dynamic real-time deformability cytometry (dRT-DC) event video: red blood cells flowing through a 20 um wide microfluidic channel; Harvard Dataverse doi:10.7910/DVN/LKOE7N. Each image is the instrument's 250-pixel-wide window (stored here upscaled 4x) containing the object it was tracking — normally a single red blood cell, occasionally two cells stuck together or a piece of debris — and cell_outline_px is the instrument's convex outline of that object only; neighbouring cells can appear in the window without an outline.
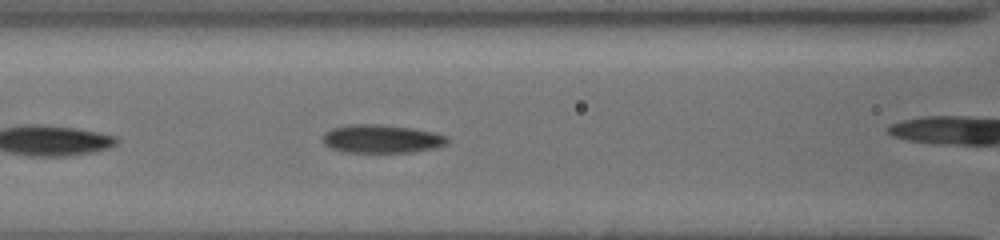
{"species": "common noctule bat (a hibernating species)", "species_latin": "Nyctalus noctula", "temperature_condition": "cold", "stored_images_in_passage": 16, "camera_frame_rate_fps": 3000, "um_per_image_px": 0.085, "animal": {"sex": "female", "body_mass_g": 19.5, "forearm_length_mm": 54.1}, "frame": {"image": 1, "passage_image": 5, "time_ms": 2.333, "image_size_px": [1000, 240], "cell_outline_px": [[448, 144], [436, 148], [412, 152], [344, 152], [332, 148], [324, 144], [324, 132], [332, 128], [348, 124], [380, 124], [412, 128], [432, 132], [448, 136]], "centroid_in_image_um": [32.46, 11.8], "position_along_channel_um": 134.1, "area_um2": 20.63}}
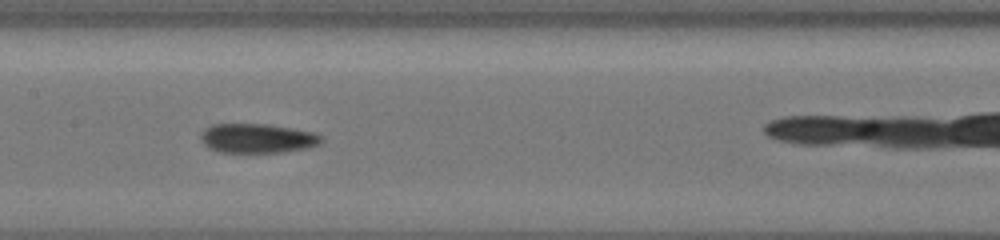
{"frame": {"image": 2, "passage_image": 7, "time_ms": 3.667, "image_size_px": [1000, 240], "cell_outline_px": [[324, 140], [320, 144], [304, 148], [280, 152], [220, 152], [208, 148], [200, 140], [200, 132], [212, 124], [268, 124], [292, 128], [312, 132], [324, 136]], "centroid_in_image_um": [21.86, 11.75], "position_along_channel_um": 185.5, "area_um2": 20.69}}
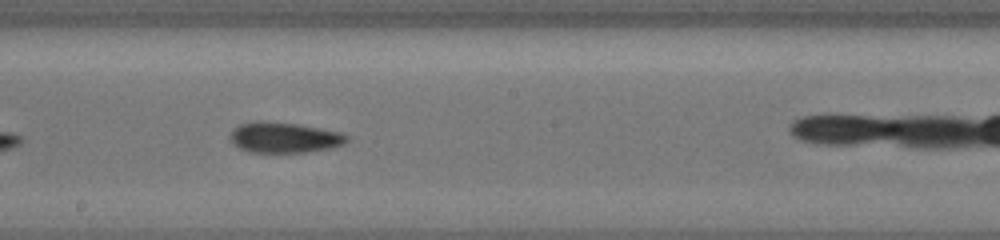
{"frame": {"image": 3, "passage_image": 9, "time_ms": 4.667, "image_size_px": [1000, 240], "cell_outline_px": [[348, 140], [344, 144], [332, 148], [308, 152], [248, 152], [232, 144], [228, 136], [232, 128], [240, 124], [256, 120], [264, 120], [296, 124], [320, 128], [340, 132], [348, 136]], "centroid_in_image_um": [24.11, 11.68], "position_along_channel_um": 224.1, "area_um2": 21.1}}